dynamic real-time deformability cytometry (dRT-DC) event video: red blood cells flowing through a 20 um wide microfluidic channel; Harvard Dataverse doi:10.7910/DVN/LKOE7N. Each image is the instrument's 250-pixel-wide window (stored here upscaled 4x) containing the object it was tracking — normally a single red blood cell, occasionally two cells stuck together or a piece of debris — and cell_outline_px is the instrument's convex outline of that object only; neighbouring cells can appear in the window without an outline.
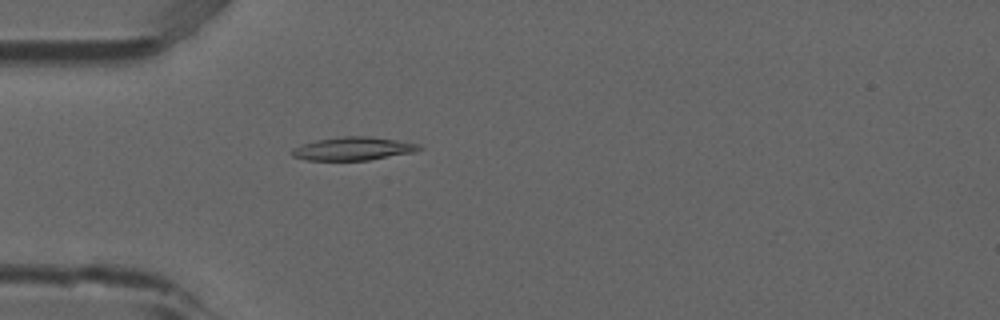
{"species": "common noctule bat (a hibernating species)", "species_latin": "Nyctalus noctula", "temperature_condition": "room temperature", "stored_images_in_passage": 50, "camera_frame_rate_fps": 3000, "um_per_image_px": 0.085, "animal": {"sex": "male", "forearm_length_mm": 52.5}, "frame": {"image": 1, "passage_image": 15, "time_ms": 4.667, "image_size_px": [1000, 320], "cell_outline_px": [[424, 148], [416, 152], [368, 160], [308, 160], [292, 156], [292, 148], [300, 144], [316, 140], [344, 136], [368, 136], [396, 140], [420, 144]], "centroid_in_image_um": [30.04, 12.63], "position_along_channel_um": 55.0, "area_um2": 17.28}}
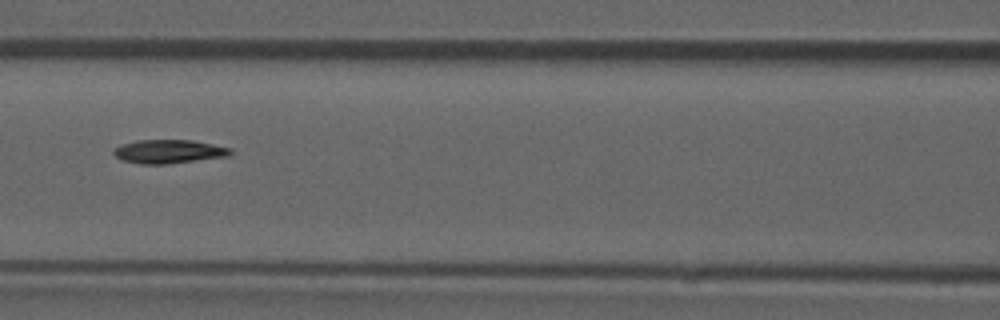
{"frame": {"image": 2, "passage_image": 23, "time_ms": 7.333, "image_size_px": [1000, 320], "cell_outline_px": [[232, 152], [228, 156], [168, 164], [140, 164], [124, 160], [116, 156], [112, 152], [116, 148], [124, 144], [136, 140], [192, 140], [232, 148]], "centroid_in_image_um": [14.38, 12.88], "position_along_channel_um": 152.2, "area_um2": 15.95}}
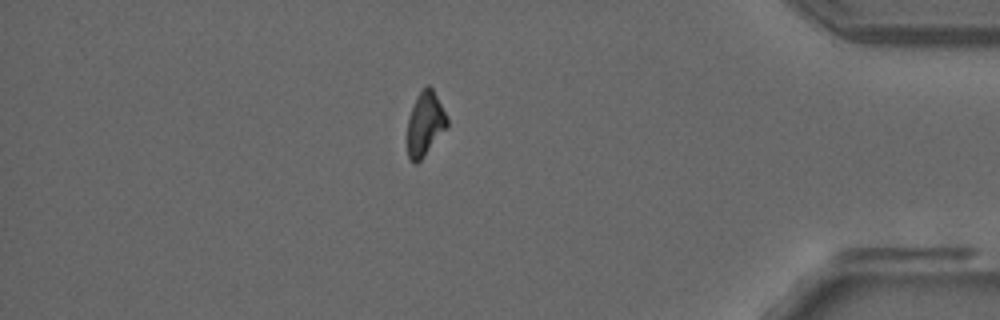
{"frame": {"image": 3, "passage_image": 45, "time_ms": 14.667, "image_size_px": [1000, 320], "cell_outline_px": [[448, 124], [420, 160], [416, 164], [412, 164], [408, 156], [408, 116], [416, 96], [428, 84], [432, 88], [448, 120]], "centroid_in_image_um": [36.09, 10.52], "position_along_channel_um": 399.1, "area_um2": 14.33}, "authors_computed_cell_mechanics": {"area_um2": 16.2129, "velocity_mm_per_s": 3.8821, "shape_relaxation_time_tau1_ms": null, "shape_relaxation_time_tau2_ms": 5.4036, "deformation_change_tau1": null, "deformation_change_tau2": 0.1085}}